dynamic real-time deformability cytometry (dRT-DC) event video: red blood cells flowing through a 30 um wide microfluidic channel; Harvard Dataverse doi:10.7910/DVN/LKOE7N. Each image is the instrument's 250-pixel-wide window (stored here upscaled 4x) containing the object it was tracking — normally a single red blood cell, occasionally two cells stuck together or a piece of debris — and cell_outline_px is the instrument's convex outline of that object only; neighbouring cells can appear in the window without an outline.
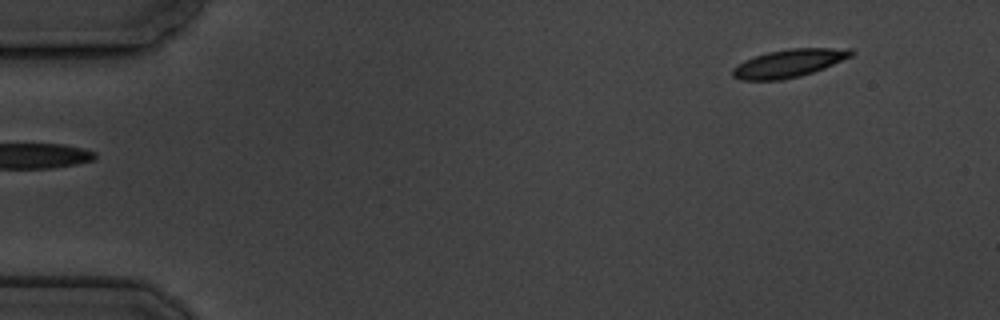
{"species": "common noctule bat (a hibernating species)", "species_latin": "Nyctalus noctula", "temperature_condition": "cold", "stored_images_in_passage": 6, "segment_of_instrument_passage": [2, 2], "camera_frame_rate_fps": 3000, "um_per_image_px": 0.085, "animal": {"sex": "male", "body_mass_g": 19.5, "forearm_length_mm": 54.6}, "frame": {"image": 1, "passage_image": 6, "time_ms": 6.333, "image_size_px": [1000, 320], "cell_outline_px": [[856, 52], [852, 56], [824, 68], [800, 76], [780, 80], [740, 80], [732, 76], [732, 68], [744, 60], [768, 52], [788, 48], [852, 48]], "centroid_in_image_um": [67.07, 5.37], "position_along_channel_um": 17.9, "area_um2": 19.36}}